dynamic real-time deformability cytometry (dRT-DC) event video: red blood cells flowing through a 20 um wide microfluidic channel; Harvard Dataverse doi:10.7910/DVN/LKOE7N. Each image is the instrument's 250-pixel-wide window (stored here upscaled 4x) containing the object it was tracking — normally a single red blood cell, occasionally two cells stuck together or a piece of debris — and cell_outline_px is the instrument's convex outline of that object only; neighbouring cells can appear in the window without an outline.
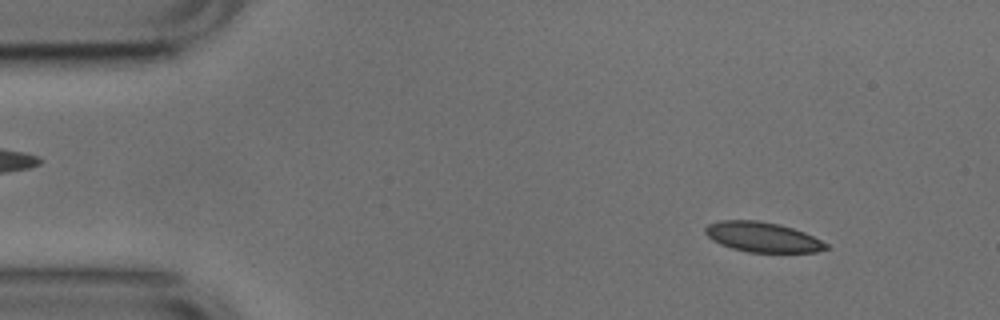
{"species": "common noctule bat (a hibernating species)", "species_latin": "Nyctalus noctula", "temperature_condition": "cold", "stored_images_in_passage": 15, "camera_frame_rate_fps": 3000, "um_per_image_px": 0.085, "animal": {"sex": "male", "body_mass_g": 17.9, "forearm_length_mm": 54.2}, "frame": {"image": 1, "passage_image": 5, "time_ms": 1.333, "image_size_px": [1000, 320], "cell_outline_px": [[828, 248], [816, 252], [748, 252], [732, 248], [720, 244], [712, 240], [704, 232], [704, 228], [708, 224], [720, 220], [756, 220], [780, 224], [804, 232], [828, 244]], "centroid_in_image_um": [64.78, 20.14], "position_along_channel_um": 20.2, "area_um2": 21.04}}
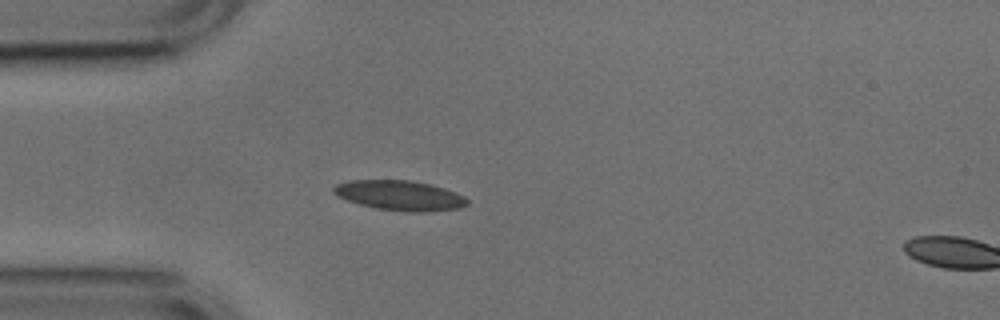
{"frame": {"image": 2, "passage_image": 13, "time_ms": 4.0, "image_size_px": [1000, 320], "cell_outline_px": [[468, 204], [460, 208], [432, 212], [412, 212], [376, 208], [360, 204], [348, 200], [332, 192], [332, 188], [336, 184], [352, 180], [412, 180], [444, 188], [456, 192], [464, 196], [468, 200]], "centroid_in_image_um": [34.02, 16.61], "position_along_channel_um": 51.0, "area_um2": 23.24}}